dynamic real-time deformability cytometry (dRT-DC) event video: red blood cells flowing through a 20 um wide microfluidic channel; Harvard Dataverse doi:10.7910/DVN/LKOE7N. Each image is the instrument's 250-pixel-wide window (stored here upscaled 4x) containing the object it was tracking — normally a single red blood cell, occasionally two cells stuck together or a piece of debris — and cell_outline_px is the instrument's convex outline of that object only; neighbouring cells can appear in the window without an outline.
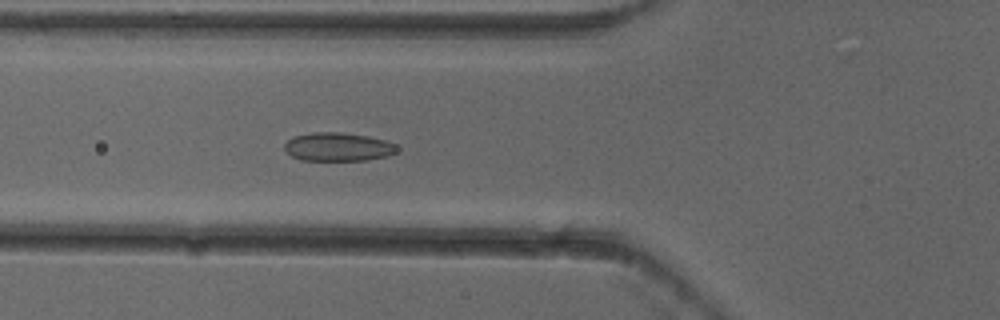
{"species": "common noctule bat (a hibernating species)", "species_latin": "Nyctalus noctula", "temperature_condition": "cold", "stored_images_in_passage": 6, "camera_frame_rate_fps": 3000, "um_per_image_px": 0.085, "animal": {"sex": "female"}, "frame": {"image": 1, "passage_image": 6, "time_ms": 1.667, "image_size_px": [1000, 320], "cell_outline_px": [[400, 148], [396, 152], [388, 156], [368, 160], [300, 160], [292, 156], [284, 148], [284, 144], [292, 136], [312, 132], [340, 132], [368, 136], [384, 140], [396, 144]], "centroid_in_image_um": [28.74, 12.48], "position_along_channel_um": 97.1, "area_um2": 18.84}}